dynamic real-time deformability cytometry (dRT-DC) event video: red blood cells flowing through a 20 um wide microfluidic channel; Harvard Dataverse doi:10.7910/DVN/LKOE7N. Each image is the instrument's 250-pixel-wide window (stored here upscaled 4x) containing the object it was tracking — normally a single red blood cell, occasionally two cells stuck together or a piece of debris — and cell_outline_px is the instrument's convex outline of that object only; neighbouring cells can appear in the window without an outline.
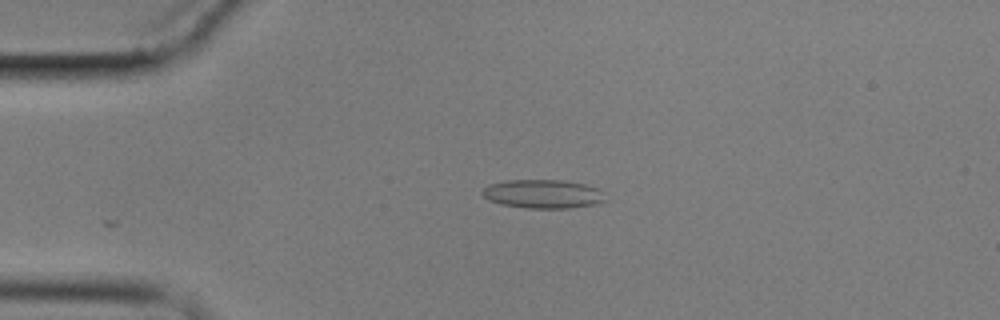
{"species": "common noctule bat (a hibernating species)", "species_latin": "Nyctalus noctula", "temperature_condition": "cold", "stored_images_in_passage": 4, "camera_frame_rate_fps": 3000, "um_per_image_px": 0.085, "animal": {"sex": "male", "body_mass_g": 17.9}, "frame": {"image": 1, "passage_image": 3, "time_ms": 3.0, "image_size_px": [1000, 320], "cell_outline_px": [[608, 200], [596, 204], [568, 208], [524, 208], [500, 204], [488, 200], [480, 192], [488, 184], [508, 180], [564, 180], [584, 184], [600, 188], [604, 192]], "centroid_in_image_um": [46.18, 16.48], "position_along_channel_um": 38.8, "area_um2": 20.92}}